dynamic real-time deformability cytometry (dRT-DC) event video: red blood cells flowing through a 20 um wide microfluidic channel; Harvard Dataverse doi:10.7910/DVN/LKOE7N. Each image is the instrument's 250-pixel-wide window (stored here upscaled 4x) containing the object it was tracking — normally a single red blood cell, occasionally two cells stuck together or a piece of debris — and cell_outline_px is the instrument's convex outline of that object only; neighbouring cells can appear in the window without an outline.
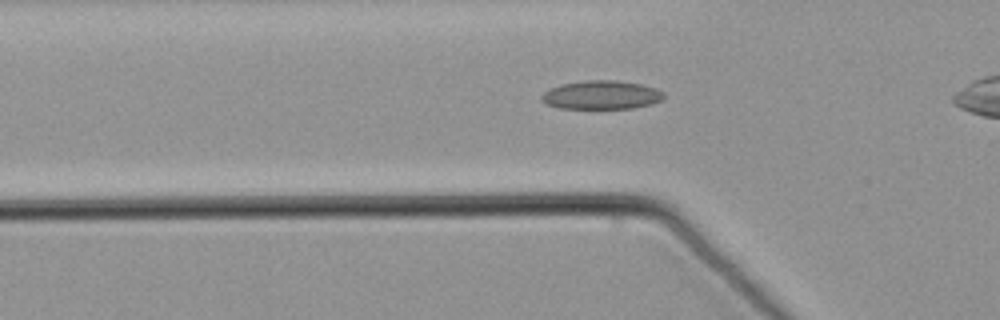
{"species": "common noctule bat (a hibernating species)", "species_latin": "Nyctalus noctula", "temperature_condition": "warm", "stored_images_in_passage": 38, "camera_frame_rate_fps": 3000, "um_per_image_px": 0.085, "animal": {"sex": "male", "body_mass_g": 21.5, "forearm_length_mm": 52.0}, "frame": {"image": 1, "passage_image": 10, "time_ms": 3.0, "image_size_px": [1000, 320], "cell_outline_px": [[664, 96], [660, 100], [652, 104], [632, 108], [560, 108], [548, 104], [540, 100], [540, 96], [544, 92], [560, 84], [584, 80], [616, 80], [640, 84], [656, 88], [664, 92]], "centroid_in_image_um": [51.12, 8.06], "position_along_channel_um": 74.7, "area_um2": 20.35}}
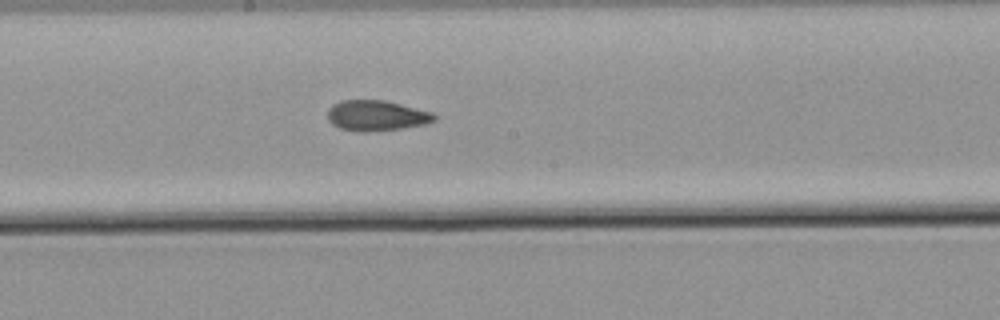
{"frame": {"image": 2, "passage_image": 22, "time_ms": 7.0, "image_size_px": [1000, 320], "cell_outline_px": [[436, 120], [424, 124], [400, 128], [364, 132], [340, 128], [332, 124], [328, 120], [328, 108], [332, 104], [340, 100], [384, 100], [432, 112], [436, 116]], "centroid_in_image_um": [31.96, 9.81], "position_along_channel_um": 216.2, "area_um2": 18.79}}
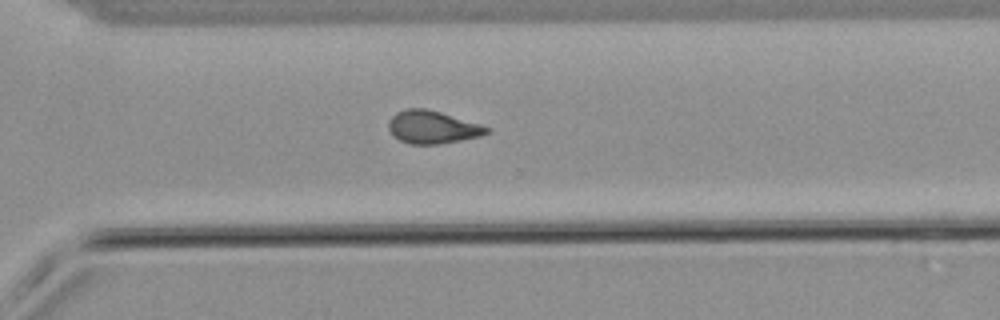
{"frame": {"image": 3, "passage_image": 32, "time_ms": 10.333, "image_size_px": [1000, 320], "cell_outline_px": [[488, 132], [480, 136], [440, 144], [408, 144], [400, 140], [388, 128], [388, 120], [396, 112], [408, 108], [424, 108], [440, 112], [480, 124], [488, 128]], "centroid_in_image_um": [36.72, 10.8], "position_along_channel_um": 333.9, "area_um2": 18.5}}